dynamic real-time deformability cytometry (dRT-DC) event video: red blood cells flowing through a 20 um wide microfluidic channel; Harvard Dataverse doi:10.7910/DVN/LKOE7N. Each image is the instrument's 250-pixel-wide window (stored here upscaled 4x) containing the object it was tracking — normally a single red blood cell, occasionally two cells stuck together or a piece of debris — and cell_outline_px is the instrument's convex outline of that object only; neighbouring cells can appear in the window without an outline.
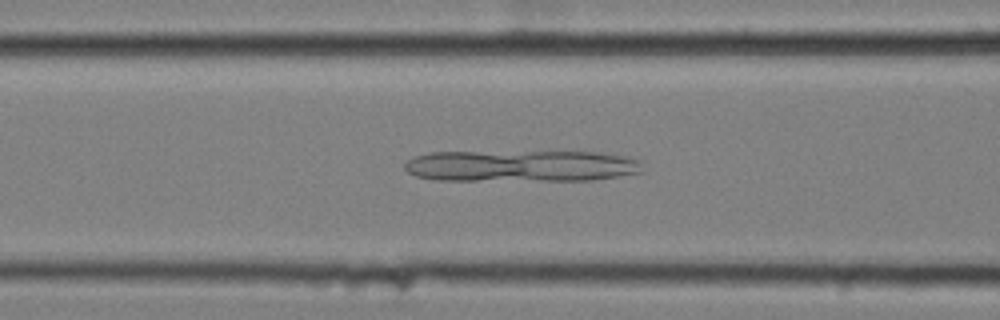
{"species": "common noctule bat (a hibernating species)", "species_latin": "Nyctalus noctula", "temperature_condition": "cold", "stored_images_in_passage": 56, "camera_frame_rate_fps": 3000, "um_per_image_px": 0.085, "animal": {"sex": "female", "body_mass_g": 25.1}, "frame": {"image": 1, "passage_image": 23, "time_ms": 7.333, "image_size_px": [1000, 320], "cell_outline_px": [[644, 172], [592, 180], [436, 180], [416, 176], [408, 172], [404, 168], [404, 164], [408, 160], [416, 156], [432, 152], [596, 152], [624, 156], [640, 160]], "centroid_in_image_um": [44.32, 14.11], "position_along_channel_um": 122.3, "area_um2": 43.75}}
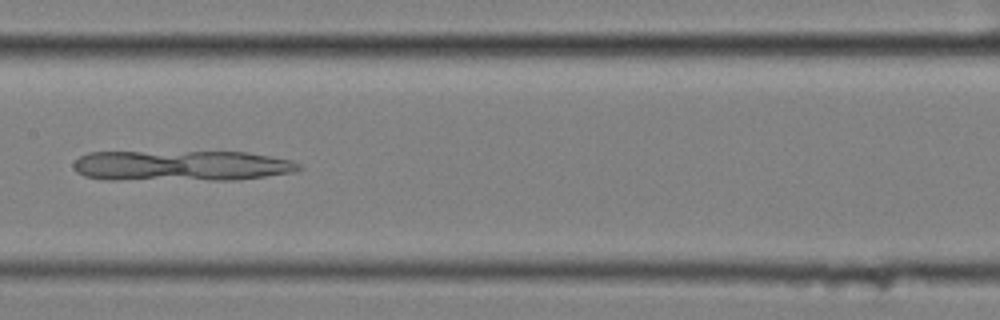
{"frame": {"image": 2, "passage_image": 29, "time_ms": 9.333, "image_size_px": [1000, 320], "cell_outline_px": [[304, 168], [296, 172], [240, 180], [100, 180], [84, 176], [76, 172], [72, 168], [72, 164], [80, 156], [88, 152], [248, 152], [292, 160], [300, 164]], "centroid_in_image_um": [15.41, 14.1], "position_along_channel_um": 192.0, "area_um2": 41.04}}
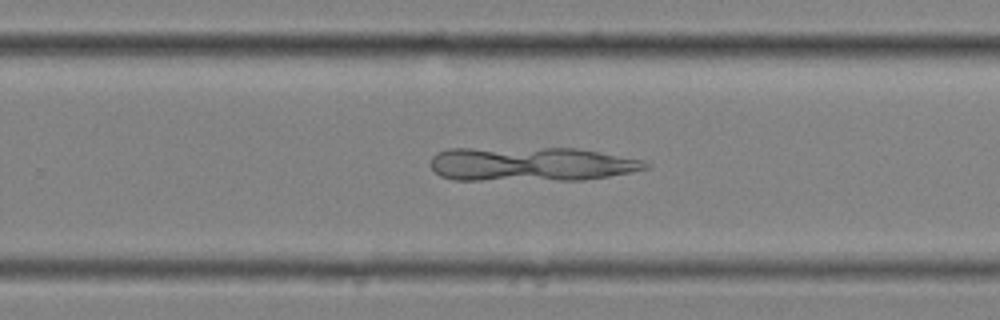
{"frame": {"image": 3, "passage_image": 37, "time_ms": 12.0, "image_size_px": [1000, 320], "cell_outline_px": [[652, 168], [608, 176], [584, 180], [452, 180], [440, 176], [428, 164], [432, 156], [436, 152], [448, 148], [576, 148], [644, 160], [652, 164]], "centroid_in_image_um": [45.11, 13.95], "position_along_channel_um": 284.7, "area_um2": 43.41}}